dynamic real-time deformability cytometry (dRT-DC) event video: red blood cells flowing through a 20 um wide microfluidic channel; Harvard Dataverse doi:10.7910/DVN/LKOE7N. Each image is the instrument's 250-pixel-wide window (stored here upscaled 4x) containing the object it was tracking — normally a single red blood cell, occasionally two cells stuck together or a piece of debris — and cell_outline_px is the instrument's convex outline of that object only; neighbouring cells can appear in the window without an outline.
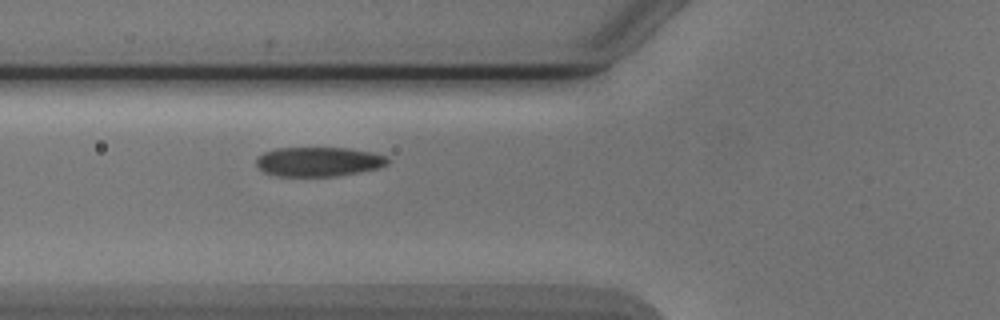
{"species": "Egyptian fruit bat (a non-hibernating species)", "species_latin": "Rousettus aegyptiacus", "temperature_condition": "cold", "stored_images_in_passage": 2, "camera_frame_rate_fps": 3000, "um_per_image_px": 0.085, "animal": {"sex": "male"}, "frame": {"image": 1, "passage_image": 2, "time_ms": 1.0, "image_size_px": [1000, 320], "cell_outline_px": [[388, 164], [376, 168], [356, 172], [332, 176], [276, 176], [264, 172], [256, 164], [256, 156], [264, 152], [276, 148], [352, 148], [372, 152], [388, 156]], "centroid_in_image_um": [27.05, 13.73], "position_along_channel_um": 98.7, "area_um2": 22.48}}